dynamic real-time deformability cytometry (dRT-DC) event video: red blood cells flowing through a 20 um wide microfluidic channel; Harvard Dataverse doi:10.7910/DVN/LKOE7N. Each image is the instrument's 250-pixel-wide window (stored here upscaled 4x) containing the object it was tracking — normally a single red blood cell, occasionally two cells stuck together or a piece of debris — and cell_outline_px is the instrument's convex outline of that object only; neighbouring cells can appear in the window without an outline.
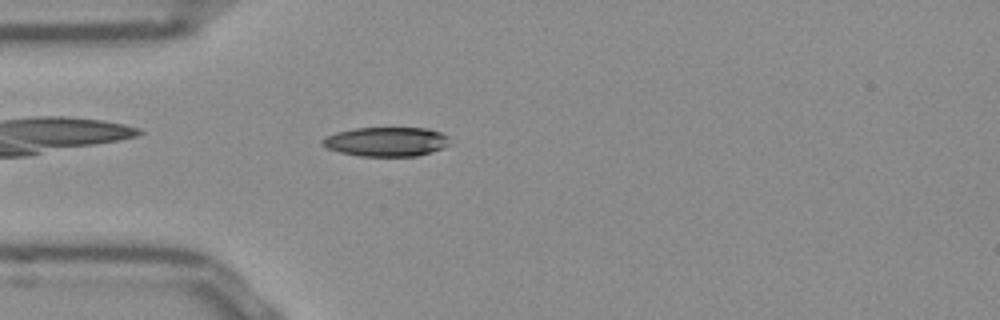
{"species": "Egyptian fruit bat (a non-hibernating species)", "species_latin": "Rousettus aegyptiacus", "temperature_condition": "room temperature", "stored_images_in_passage": 43, "camera_frame_rate_fps": 3000, "um_per_image_px": 0.085, "frame": {"image": 1, "passage_image": 5, "time_ms": 1.333, "image_size_px": [1000, 320], "cell_outline_px": [[452, 144], [432, 152], [416, 156], [360, 156], [340, 152], [328, 148], [320, 144], [320, 140], [336, 132], [356, 128], [428, 128], [440, 132], [448, 136]], "centroid_in_image_um": [32.87, 12.04], "position_along_channel_um": 52.1, "area_um2": 21.85}}
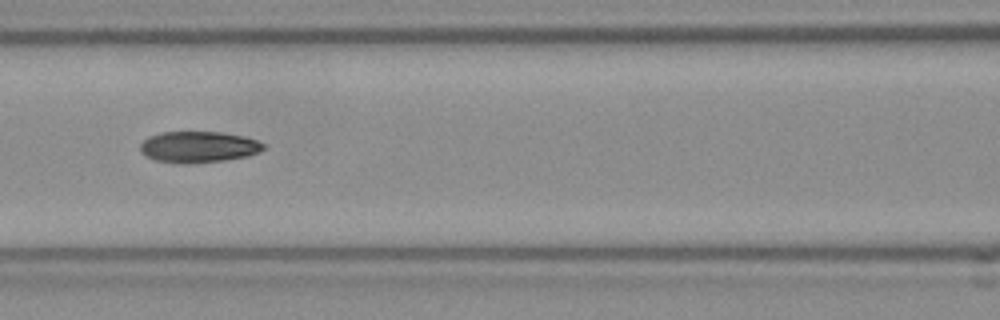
{"frame": {"image": 2, "passage_image": 13, "time_ms": 4.0, "image_size_px": [1000, 320], "cell_outline_px": [[264, 148], [256, 152], [244, 156], [224, 160], [192, 164], [176, 164], [156, 160], [140, 152], [140, 144], [148, 136], [160, 132], [220, 132], [244, 136], [256, 140], [264, 144]], "centroid_in_image_um": [16.81, 12.49], "position_along_channel_um": 149.8, "area_um2": 22.37}}
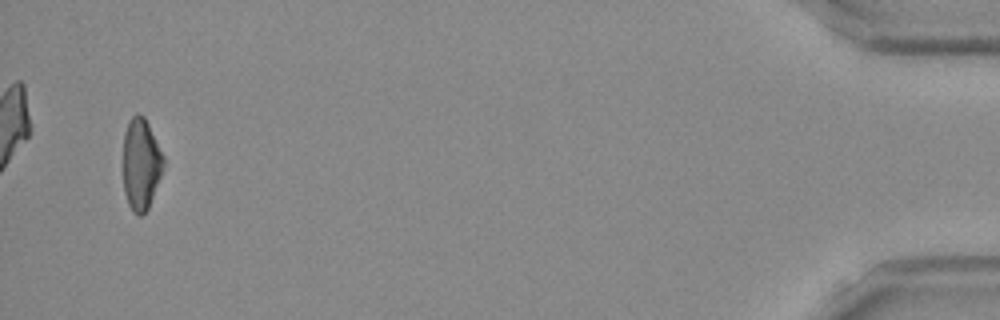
{"frame": {"image": 3, "passage_image": 41, "time_ms": 13.333, "image_size_px": [1000, 320], "cell_outline_px": [[164, 168], [148, 208], [140, 216], [132, 212], [128, 204], [124, 192], [124, 132], [128, 120], [136, 112], [140, 112], [144, 116], [164, 156]], "centroid_in_image_um": [11.98, 13.92], "position_along_channel_um": 423.2, "area_um2": 21.56}, "authors_computed_cell_mechanics": {"area_um2": 22.3686, "velocity_mm_per_s": 3.882, "shape_relaxation_time_tau1_ms": 6.8862, "shape_relaxation_time_tau2_ms": 3.6047, "deformation_change_tau1": 0.1987, "deformation_change_tau2": 0.1004}}